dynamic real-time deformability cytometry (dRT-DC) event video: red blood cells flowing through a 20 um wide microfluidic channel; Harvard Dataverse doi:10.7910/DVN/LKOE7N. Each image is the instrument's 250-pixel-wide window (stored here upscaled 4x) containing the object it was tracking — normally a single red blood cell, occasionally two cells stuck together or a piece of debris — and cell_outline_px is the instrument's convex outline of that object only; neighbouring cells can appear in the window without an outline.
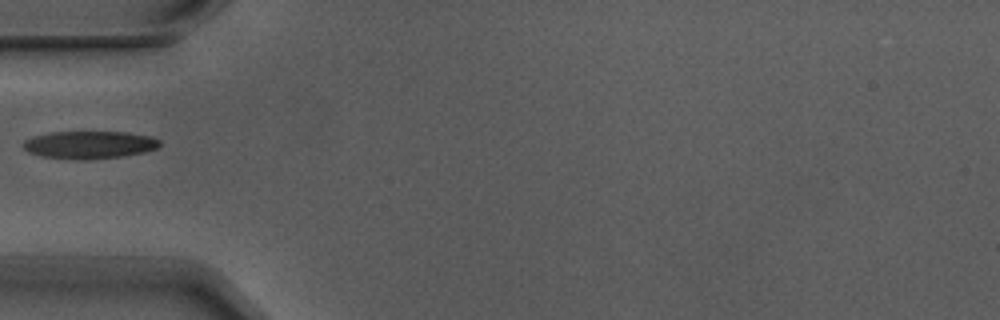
{"species": "Egyptian fruit bat (a non-hibernating species)", "species_latin": "Rousettus aegyptiacus", "temperature_condition": "warm", "stored_images_in_passage": 2, "camera_frame_rate_fps": 3000, "um_per_image_px": 0.085, "animal": {"sex": "male"}, "frame": {"image": 1, "passage_image": 2, "time_ms": 0.333, "image_size_px": [1000, 320], "cell_outline_px": [[160, 144], [156, 148], [144, 152], [120, 156], [84, 160], [76, 160], [40, 156], [28, 152], [24, 148], [24, 140], [32, 136], [52, 132], [128, 132], [152, 136], [160, 140]], "centroid_in_image_um": [7.59, 12.3], "position_along_channel_um": 77.4, "area_um2": 22.02}}